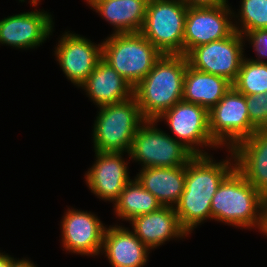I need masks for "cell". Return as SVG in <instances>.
Here are the masks:
<instances>
[{
  "mask_svg": "<svg viewBox=\"0 0 267 267\" xmlns=\"http://www.w3.org/2000/svg\"><path fill=\"white\" fill-rule=\"evenodd\" d=\"M229 152L233 157L220 162L214 161L210 155H195L186 165L184 191L174 208L181 226L188 234L201 222L211 219L213 195L235 169L233 152L231 149Z\"/></svg>",
  "mask_w": 267,
  "mask_h": 267,
  "instance_id": "cell-1",
  "label": "cell"
},
{
  "mask_svg": "<svg viewBox=\"0 0 267 267\" xmlns=\"http://www.w3.org/2000/svg\"><path fill=\"white\" fill-rule=\"evenodd\" d=\"M211 219L264 233L266 198L236 169L219 185L211 201Z\"/></svg>",
  "mask_w": 267,
  "mask_h": 267,
  "instance_id": "cell-2",
  "label": "cell"
},
{
  "mask_svg": "<svg viewBox=\"0 0 267 267\" xmlns=\"http://www.w3.org/2000/svg\"><path fill=\"white\" fill-rule=\"evenodd\" d=\"M187 65L185 55L163 54L133 88V96L146 120L157 119L164 111L182 101Z\"/></svg>",
  "mask_w": 267,
  "mask_h": 267,
  "instance_id": "cell-3",
  "label": "cell"
},
{
  "mask_svg": "<svg viewBox=\"0 0 267 267\" xmlns=\"http://www.w3.org/2000/svg\"><path fill=\"white\" fill-rule=\"evenodd\" d=\"M105 40L102 42V59L133 88L163 55L140 32L113 33Z\"/></svg>",
  "mask_w": 267,
  "mask_h": 267,
  "instance_id": "cell-4",
  "label": "cell"
},
{
  "mask_svg": "<svg viewBox=\"0 0 267 267\" xmlns=\"http://www.w3.org/2000/svg\"><path fill=\"white\" fill-rule=\"evenodd\" d=\"M98 108L92 133L94 150L129 153L138 128L146 121L135 97Z\"/></svg>",
  "mask_w": 267,
  "mask_h": 267,
  "instance_id": "cell-5",
  "label": "cell"
},
{
  "mask_svg": "<svg viewBox=\"0 0 267 267\" xmlns=\"http://www.w3.org/2000/svg\"><path fill=\"white\" fill-rule=\"evenodd\" d=\"M187 9L181 0H153L147 3L140 33L162 54L183 55Z\"/></svg>",
  "mask_w": 267,
  "mask_h": 267,
  "instance_id": "cell-6",
  "label": "cell"
},
{
  "mask_svg": "<svg viewBox=\"0 0 267 267\" xmlns=\"http://www.w3.org/2000/svg\"><path fill=\"white\" fill-rule=\"evenodd\" d=\"M156 123L146 120L138 128L129 158L140 162L142 168L186 166L195 155L173 136L158 129Z\"/></svg>",
  "mask_w": 267,
  "mask_h": 267,
  "instance_id": "cell-7",
  "label": "cell"
},
{
  "mask_svg": "<svg viewBox=\"0 0 267 267\" xmlns=\"http://www.w3.org/2000/svg\"><path fill=\"white\" fill-rule=\"evenodd\" d=\"M209 128L212 139L228 150L258 130L250 122L245 95L233 86L209 111Z\"/></svg>",
  "mask_w": 267,
  "mask_h": 267,
  "instance_id": "cell-8",
  "label": "cell"
},
{
  "mask_svg": "<svg viewBox=\"0 0 267 267\" xmlns=\"http://www.w3.org/2000/svg\"><path fill=\"white\" fill-rule=\"evenodd\" d=\"M245 38L235 31L229 37L192 48L185 56L188 65L198 71L235 82L244 58Z\"/></svg>",
  "mask_w": 267,
  "mask_h": 267,
  "instance_id": "cell-9",
  "label": "cell"
},
{
  "mask_svg": "<svg viewBox=\"0 0 267 267\" xmlns=\"http://www.w3.org/2000/svg\"><path fill=\"white\" fill-rule=\"evenodd\" d=\"M159 120H166L174 137H177L175 139L194 155H208L199 146L219 147L210 135L209 111L201 105L182 100L155 119L156 122Z\"/></svg>",
  "mask_w": 267,
  "mask_h": 267,
  "instance_id": "cell-10",
  "label": "cell"
},
{
  "mask_svg": "<svg viewBox=\"0 0 267 267\" xmlns=\"http://www.w3.org/2000/svg\"><path fill=\"white\" fill-rule=\"evenodd\" d=\"M233 14L228 4L215 7H188L183 55H186L192 48L232 35L235 32L233 21H231Z\"/></svg>",
  "mask_w": 267,
  "mask_h": 267,
  "instance_id": "cell-11",
  "label": "cell"
},
{
  "mask_svg": "<svg viewBox=\"0 0 267 267\" xmlns=\"http://www.w3.org/2000/svg\"><path fill=\"white\" fill-rule=\"evenodd\" d=\"M54 52L68 80L80 87L102 59V43L97 45L84 36L65 32Z\"/></svg>",
  "mask_w": 267,
  "mask_h": 267,
  "instance_id": "cell-12",
  "label": "cell"
},
{
  "mask_svg": "<svg viewBox=\"0 0 267 267\" xmlns=\"http://www.w3.org/2000/svg\"><path fill=\"white\" fill-rule=\"evenodd\" d=\"M61 223L65 250L88 256L101 253L106 227L95 214L68 208Z\"/></svg>",
  "mask_w": 267,
  "mask_h": 267,
  "instance_id": "cell-13",
  "label": "cell"
},
{
  "mask_svg": "<svg viewBox=\"0 0 267 267\" xmlns=\"http://www.w3.org/2000/svg\"><path fill=\"white\" fill-rule=\"evenodd\" d=\"M51 14L30 11L0 20V43L16 49H33L40 46L53 31Z\"/></svg>",
  "mask_w": 267,
  "mask_h": 267,
  "instance_id": "cell-14",
  "label": "cell"
},
{
  "mask_svg": "<svg viewBox=\"0 0 267 267\" xmlns=\"http://www.w3.org/2000/svg\"><path fill=\"white\" fill-rule=\"evenodd\" d=\"M96 161L85 174L86 182L101 200L115 202L121 191L131 180L128 173V162L122 158L123 152L95 151Z\"/></svg>",
  "mask_w": 267,
  "mask_h": 267,
  "instance_id": "cell-15",
  "label": "cell"
},
{
  "mask_svg": "<svg viewBox=\"0 0 267 267\" xmlns=\"http://www.w3.org/2000/svg\"><path fill=\"white\" fill-rule=\"evenodd\" d=\"M231 150L235 169L267 198V129L255 131Z\"/></svg>",
  "mask_w": 267,
  "mask_h": 267,
  "instance_id": "cell-16",
  "label": "cell"
},
{
  "mask_svg": "<svg viewBox=\"0 0 267 267\" xmlns=\"http://www.w3.org/2000/svg\"><path fill=\"white\" fill-rule=\"evenodd\" d=\"M129 222L132 224L134 234L149 249L157 248L169 239L189 235L181 226L174 207L162 206Z\"/></svg>",
  "mask_w": 267,
  "mask_h": 267,
  "instance_id": "cell-17",
  "label": "cell"
},
{
  "mask_svg": "<svg viewBox=\"0 0 267 267\" xmlns=\"http://www.w3.org/2000/svg\"><path fill=\"white\" fill-rule=\"evenodd\" d=\"M150 249L128 228L114 225L106 227L101 253L112 267H144Z\"/></svg>",
  "mask_w": 267,
  "mask_h": 267,
  "instance_id": "cell-18",
  "label": "cell"
},
{
  "mask_svg": "<svg viewBox=\"0 0 267 267\" xmlns=\"http://www.w3.org/2000/svg\"><path fill=\"white\" fill-rule=\"evenodd\" d=\"M97 107L119 103L133 97V87L107 62L101 59L80 86Z\"/></svg>",
  "mask_w": 267,
  "mask_h": 267,
  "instance_id": "cell-19",
  "label": "cell"
},
{
  "mask_svg": "<svg viewBox=\"0 0 267 267\" xmlns=\"http://www.w3.org/2000/svg\"><path fill=\"white\" fill-rule=\"evenodd\" d=\"M185 177L186 166H179L142 168L135 178L162 206L175 207L184 191Z\"/></svg>",
  "mask_w": 267,
  "mask_h": 267,
  "instance_id": "cell-20",
  "label": "cell"
},
{
  "mask_svg": "<svg viewBox=\"0 0 267 267\" xmlns=\"http://www.w3.org/2000/svg\"><path fill=\"white\" fill-rule=\"evenodd\" d=\"M106 21L115 34L140 32L145 20L147 2L143 0H86Z\"/></svg>",
  "mask_w": 267,
  "mask_h": 267,
  "instance_id": "cell-21",
  "label": "cell"
},
{
  "mask_svg": "<svg viewBox=\"0 0 267 267\" xmlns=\"http://www.w3.org/2000/svg\"><path fill=\"white\" fill-rule=\"evenodd\" d=\"M227 79L198 71L187 65L182 100L210 111L232 87Z\"/></svg>",
  "mask_w": 267,
  "mask_h": 267,
  "instance_id": "cell-22",
  "label": "cell"
},
{
  "mask_svg": "<svg viewBox=\"0 0 267 267\" xmlns=\"http://www.w3.org/2000/svg\"><path fill=\"white\" fill-rule=\"evenodd\" d=\"M162 205L147 191L136 178L131 179L114 202V210L119 219L133 218L158 210Z\"/></svg>",
  "mask_w": 267,
  "mask_h": 267,
  "instance_id": "cell-23",
  "label": "cell"
},
{
  "mask_svg": "<svg viewBox=\"0 0 267 267\" xmlns=\"http://www.w3.org/2000/svg\"><path fill=\"white\" fill-rule=\"evenodd\" d=\"M233 87L243 95L267 93V63L243 58Z\"/></svg>",
  "mask_w": 267,
  "mask_h": 267,
  "instance_id": "cell-24",
  "label": "cell"
},
{
  "mask_svg": "<svg viewBox=\"0 0 267 267\" xmlns=\"http://www.w3.org/2000/svg\"><path fill=\"white\" fill-rule=\"evenodd\" d=\"M240 8L238 15L233 14L240 17L241 23L234 24L235 31L244 35L251 30L267 29V0H242Z\"/></svg>",
  "mask_w": 267,
  "mask_h": 267,
  "instance_id": "cell-25",
  "label": "cell"
},
{
  "mask_svg": "<svg viewBox=\"0 0 267 267\" xmlns=\"http://www.w3.org/2000/svg\"><path fill=\"white\" fill-rule=\"evenodd\" d=\"M250 122L258 130L267 129V93L245 95Z\"/></svg>",
  "mask_w": 267,
  "mask_h": 267,
  "instance_id": "cell-26",
  "label": "cell"
},
{
  "mask_svg": "<svg viewBox=\"0 0 267 267\" xmlns=\"http://www.w3.org/2000/svg\"><path fill=\"white\" fill-rule=\"evenodd\" d=\"M243 36L247 38L257 53V59H250L254 62L267 63L263 58H267V29L251 30L246 32Z\"/></svg>",
  "mask_w": 267,
  "mask_h": 267,
  "instance_id": "cell-27",
  "label": "cell"
},
{
  "mask_svg": "<svg viewBox=\"0 0 267 267\" xmlns=\"http://www.w3.org/2000/svg\"><path fill=\"white\" fill-rule=\"evenodd\" d=\"M187 7H215L225 5L227 0H181Z\"/></svg>",
  "mask_w": 267,
  "mask_h": 267,
  "instance_id": "cell-28",
  "label": "cell"
},
{
  "mask_svg": "<svg viewBox=\"0 0 267 267\" xmlns=\"http://www.w3.org/2000/svg\"><path fill=\"white\" fill-rule=\"evenodd\" d=\"M10 267H37L33 262L28 259L16 260L10 256Z\"/></svg>",
  "mask_w": 267,
  "mask_h": 267,
  "instance_id": "cell-29",
  "label": "cell"
},
{
  "mask_svg": "<svg viewBox=\"0 0 267 267\" xmlns=\"http://www.w3.org/2000/svg\"><path fill=\"white\" fill-rule=\"evenodd\" d=\"M0 267H10V256L0 252Z\"/></svg>",
  "mask_w": 267,
  "mask_h": 267,
  "instance_id": "cell-30",
  "label": "cell"
},
{
  "mask_svg": "<svg viewBox=\"0 0 267 267\" xmlns=\"http://www.w3.org/2000/svg\"><path fill=\"white\" fill-rule=\"evenodd\" d=\"M264 233L267 236V198H266V225H265Z\"/></svg>",
  "mask_w": 267,
  "mask_h": 267,
  "instance_id": "cell-31",
  "label": "cell"
},
{
  "mask_svg": "<svg viewBox=\"0 0 267 267\" xmlns=\"http://www.w3.org/2000/svg\"><path fill=\"white\" fill-rule=\"evenodd\" d=\"M38 2H40L39 0H32L31 4H33L35 7L37 6Z\"/></svg>",
  "mask_w": 267,
  "mask_h": 267,
  "instance_id": "cell-32",
  "label": "cell"
},
{
  "mask_svg": "<svg viewBox=\"0 0 267 267\" xmlns=\"http://www.w3.org/2000/svg\"><path fill=\"white\" fill-rule=\"evenodd\" d=\"M143 1H145V2H147V3H150V2H152L153 0H143Z\"/></svg>",
  "mask_w": 267,
  "mask_h": 267,
  "instance_id": "cell-33",
  "label": "cell"
}]
</instances>
